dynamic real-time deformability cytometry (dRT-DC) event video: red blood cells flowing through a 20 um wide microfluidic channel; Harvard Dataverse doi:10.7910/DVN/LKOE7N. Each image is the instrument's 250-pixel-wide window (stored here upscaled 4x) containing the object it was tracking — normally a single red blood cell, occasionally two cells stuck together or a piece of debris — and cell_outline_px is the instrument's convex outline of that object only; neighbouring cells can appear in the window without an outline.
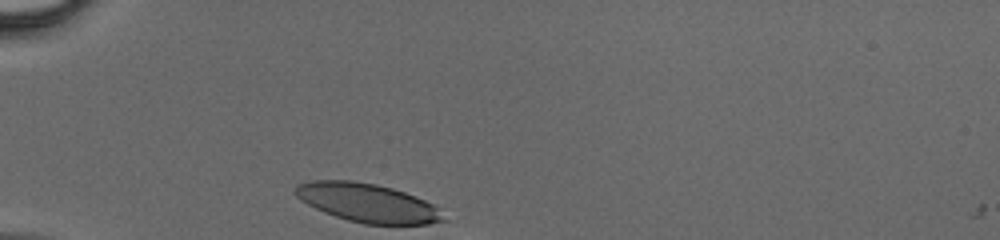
{"species": "human", "species_latin": "Homo sapiens", "temperature_condition": "cold", "stored_images_in_passage": 1, "camera_frame_rate_fps": 3000, "um_per_image_px": 0.085, "donor": {"sex": "male"}, "frame": {"image": 1, "passage_image": 1, "time_ms": 0.0, "image_size_px": [1000, 240], "cell_outline_px": [[448, 220], [428, 224], [364, 224], [348, 220], [324, 212], [308, 204], [296, 196], [292, 192], [300, 184], [312, 180], [352, 180], [376, 184], [392, 188], [404, 192], [424, 200], [432, 204]], "centroid_in_image_um": [31.23, 17.24], "position_along_channel_um": 53.8, "area_um2": 33.06}}